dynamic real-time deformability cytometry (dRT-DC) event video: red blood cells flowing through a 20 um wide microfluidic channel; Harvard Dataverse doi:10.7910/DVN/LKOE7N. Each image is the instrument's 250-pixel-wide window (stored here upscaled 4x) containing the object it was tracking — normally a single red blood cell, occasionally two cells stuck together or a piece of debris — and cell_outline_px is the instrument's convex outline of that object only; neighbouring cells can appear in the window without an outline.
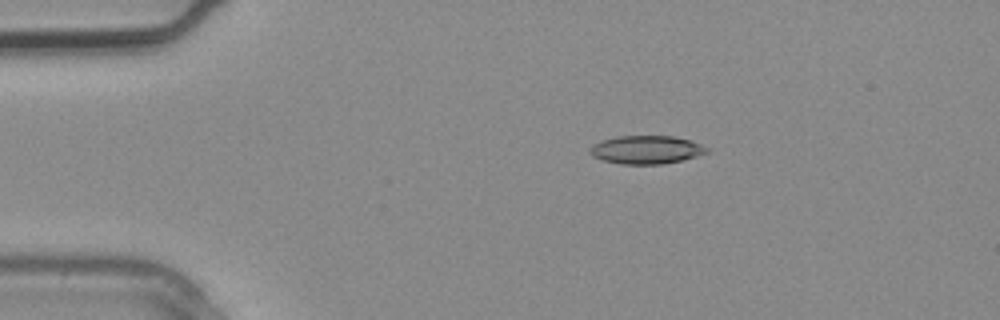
{"species": "common noctule bat (a hibernating species)", "species_latin": "Nyctalus noctula", "temperature_condition": "warm", "stored_images_in_passage": 2, "camera_frame_rate_fps": 3000, "um_per_image_px": 0.085, "animal": {"sex": "male", "body_mass_g": 20.4}, "frame": {"image": 1, "passage_image": 2, "time_ms": 0.333, "image_size_px": [1000, 320], "cell_outline_px": [[708, 152], [696, 156], [680, 160], [660, 164], [620, 164], [604, 160], [592, 156], [588, 152], [592, 144], [600, 140], [616, 136], [672, 136], [688, 140], [700, 144], [708, 148]], "centroid_in_image_um": [54.87, 12.72], "position_along_channel_um": 30.1, "area_um2": 19.13}}